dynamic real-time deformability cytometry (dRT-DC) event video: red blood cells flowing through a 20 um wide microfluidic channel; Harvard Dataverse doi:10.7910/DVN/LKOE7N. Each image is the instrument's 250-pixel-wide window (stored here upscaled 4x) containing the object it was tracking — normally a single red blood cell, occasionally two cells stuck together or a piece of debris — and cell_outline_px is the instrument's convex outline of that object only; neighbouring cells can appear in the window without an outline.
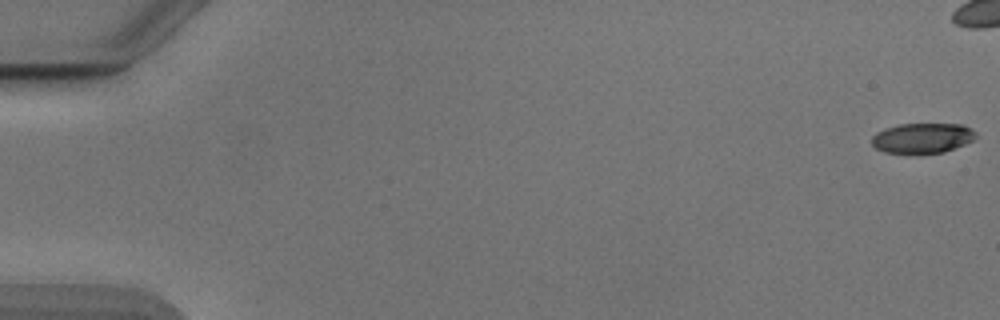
{"species": "Egyptian fruit bat (a non-hibernating species)", "species_latin": "Rousettus aegyptiacus", "temperature_condition": "cold", "stored_images_in_passage": 8, "camera_frame_rate_fps": 3000, "um_per_image_px": 0.085, "animal": {"sex": "male"}, "frame": {"image": 1, "passage_image": 1, "time_ms": 0.0, "image_size_px": [1000, 320], "cell_outline_px": [[976, 136], [972, 140], [964, 144], [944, 152], [920, 156], [884, 152], [876, 148], [872, 144], [872, 136], [876, 132], [884, 128], [900, 124], [960, 124], [976, 132]], "centroid_in_image_um": [78.35, 11.78], "position_along_channel_um": 6.6, "area_um2": 18.73}}